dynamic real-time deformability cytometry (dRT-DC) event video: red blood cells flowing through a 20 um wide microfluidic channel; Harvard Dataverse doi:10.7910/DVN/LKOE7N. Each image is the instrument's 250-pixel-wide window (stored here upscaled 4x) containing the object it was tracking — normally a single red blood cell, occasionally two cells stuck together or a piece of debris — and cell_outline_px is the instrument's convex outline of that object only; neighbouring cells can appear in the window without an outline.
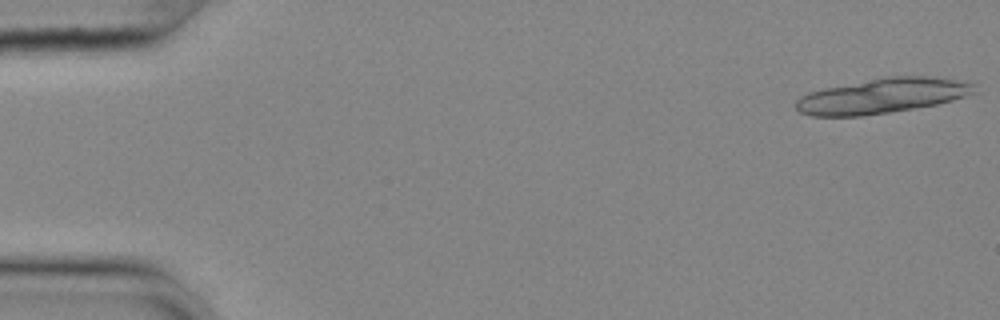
{"species": "common noctule bat (a hibernating species)", "species_latin": "Nyctalus noctula", "temperature_condition": "cold", "stored_images_in_passage": 19, "camera_frame_rate_fps": 3000, "um_per_image_px": 0.085, "animal": {"sex": "female", "body_mass_g": 25.1}, "frame": {"image": 1, "passage_image": 1, "time_ms": 0.0, "image_size_px": [1000, 320], "cell_outline_px": [[976, 92], [952, 100], [936, 104], [888, 112], [860, 116], [812, 116], [800, 112], [796, 108], [796, 100], [800, 96], [808, 92], [824, 88], [888, 76], [924, 76], [956, 80], [976, 84]], "centroid_in_image_um": [74.96, 8.14], "position_along_channel_um": 10.0, "area_um2": 36.01}}